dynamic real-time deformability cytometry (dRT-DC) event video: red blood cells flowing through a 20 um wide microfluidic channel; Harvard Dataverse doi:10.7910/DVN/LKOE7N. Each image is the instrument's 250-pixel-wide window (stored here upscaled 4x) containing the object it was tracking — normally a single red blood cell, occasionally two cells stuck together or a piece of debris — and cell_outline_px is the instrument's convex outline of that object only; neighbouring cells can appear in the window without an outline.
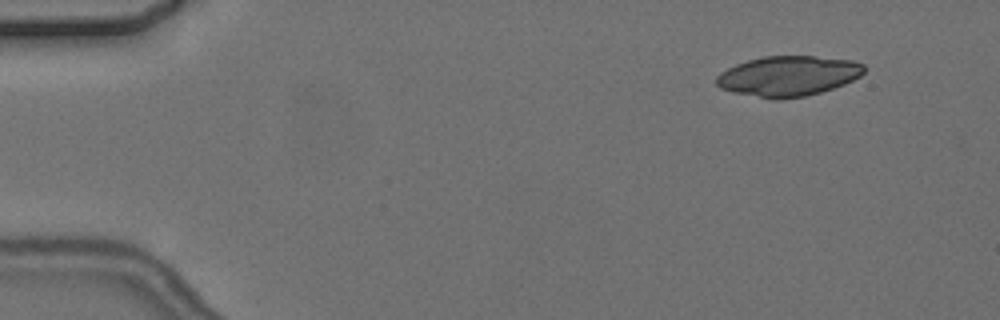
{"species": "common noctule bat (a hibernating species)", "species_latin": "Nyctalus noctula", "temperature_condition": "cold", "stored_images_in_passage": 5, "camera_frame_rate_fps": 3000, "um_per_image_px": 0.085, "animal": {"sex": "female", "body_mass_g": 24.6, "forearm_length_mm": 56.2}, "frame": {"image": 1, "passage_image": 2, "time_ms": 1.333, "image_size_px": [1000, 320], "cell_outline_px": [[864, 72], [860, 76], [844, 84], [820, 92], [804, 96], [780, 100], [772, 100], [732, 92], [720, 88], [716, 84], [716, 76], [720, 72], [736, 64], [748, 60], [764, 56], [816, 56], [852, 60], [864, 64]], "centroid_in_image_um": [66.97, 6.47], "position_along_channel_um": 18.0, "area_um2": 34.74}}